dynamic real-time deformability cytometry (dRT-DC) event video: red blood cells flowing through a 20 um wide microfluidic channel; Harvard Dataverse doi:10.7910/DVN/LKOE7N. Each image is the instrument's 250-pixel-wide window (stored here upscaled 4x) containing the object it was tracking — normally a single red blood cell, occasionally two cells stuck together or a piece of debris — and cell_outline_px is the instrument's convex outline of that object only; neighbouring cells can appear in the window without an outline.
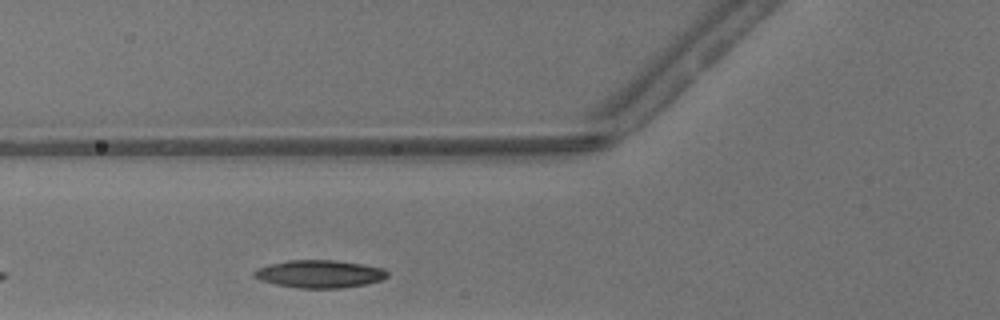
{"species": "common noctule bat (a hibernating species)", "species_latin": "Nyctalus noctula", "temperature_condition": "warm", "stored_images_in_passage": 20, "camera_frame_rate_fps": 3000, "um_per_image_px": 0.085, "animal": {"sex": "male", "body_mass_g": 13.3}, "frame": {"image": 1, "passage_image": 3, "time_ms": 0.667, "image_size_px": [1000, 320], "cell_outline_px": [[388, 276], [380, 280], [364, 284], [340, 288], [300, 288], [276, 284], [260, 280], [252, 276], [252, 272], [260, 268], [272, 264], [288, 260], [336, 260], [364, 264], [384, 268], [388, 272]], "centroid_in_image_um": [27.18, 23.28], "position_along_channel_um": 98.6, "area_um2": 21.39}}
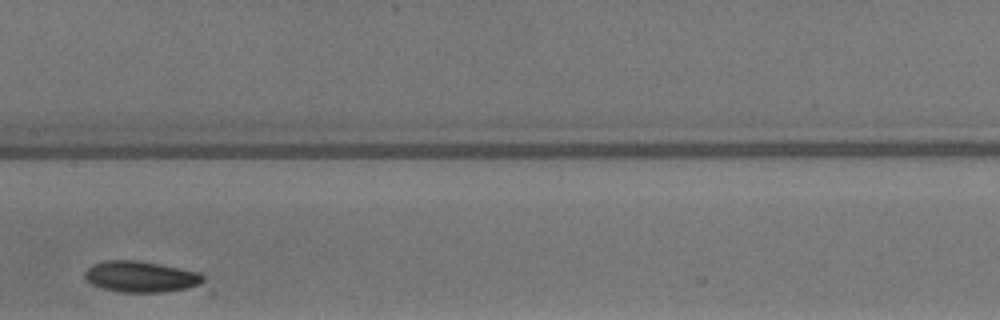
{"frame": {"image": 2, "passage_image": 10, "time_ms": 3.0, "image_size_px": [1000, 320], "cell_outline_px": [[204, 280], [200, 284], [188, 288], [160, 292], [120, 292], [100, 288], [92, 284], [84, 276], [84, 272], [92, 264], [104, 260], [136, 260], [160, 264], [200, 272], [204, 276]], "centroid_in_image_um": [11.95, 23.51], "position_along_channel_um": 195.4, "area_um2": 21.5}}
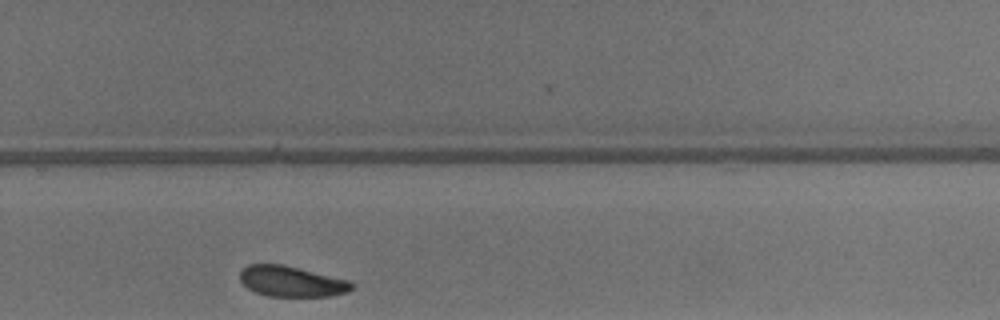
{"frame": {"image": 3, "passage_image": 18, "time_ms": 5.667, "image_size_px": [1000, 320], "cell_outline_px": [[352, 288], [348, 292], [332, 296], [268, 296], [256, 292], [248, 288], [240, 280], [240, 272], [248, 264], [284, 264], [348, 280], [352, 284]], "centroid_in_image_um": [24.77, 23.91], "position_along_channel_um": 305.0, "area_um2": 19.83}}